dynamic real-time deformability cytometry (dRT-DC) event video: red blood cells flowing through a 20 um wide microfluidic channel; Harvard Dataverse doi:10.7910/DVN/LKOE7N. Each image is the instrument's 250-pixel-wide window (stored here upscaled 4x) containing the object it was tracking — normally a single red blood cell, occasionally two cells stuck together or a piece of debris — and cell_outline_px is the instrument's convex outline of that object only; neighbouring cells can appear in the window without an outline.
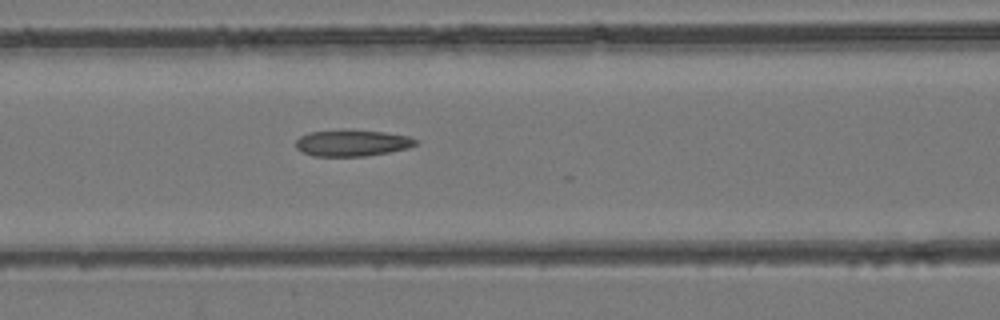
{"species": "common noctule bat (a hibernating species)", "species_latin": "Nyctalus noctula", "temperature_condition": "room temperature", "stored_images_in_passage": 12, "camera_frame_rate_fps": 3000, "um_per_image_px": 0.085, "animal": {"sex": "female", "body_mass_g": 24.6, "forearm_length_mm": 56.2}, "frame": {"image": 1, "passage_image": 10, "time_ms": 3.0, "image_size_px": [1000, 320], "cell_outline_px": [[420, 140], [416, 144], [408, 148], [388, 152], [364, 156], [312, 156], [296, 148], [296, 140], [300, 136], [308, 132], [384, 132], [408, 136]], "centroid_in_image_um": [29.95, 12.19], "position_along_channel_um": 136.7, "area_um2": 17.69}}